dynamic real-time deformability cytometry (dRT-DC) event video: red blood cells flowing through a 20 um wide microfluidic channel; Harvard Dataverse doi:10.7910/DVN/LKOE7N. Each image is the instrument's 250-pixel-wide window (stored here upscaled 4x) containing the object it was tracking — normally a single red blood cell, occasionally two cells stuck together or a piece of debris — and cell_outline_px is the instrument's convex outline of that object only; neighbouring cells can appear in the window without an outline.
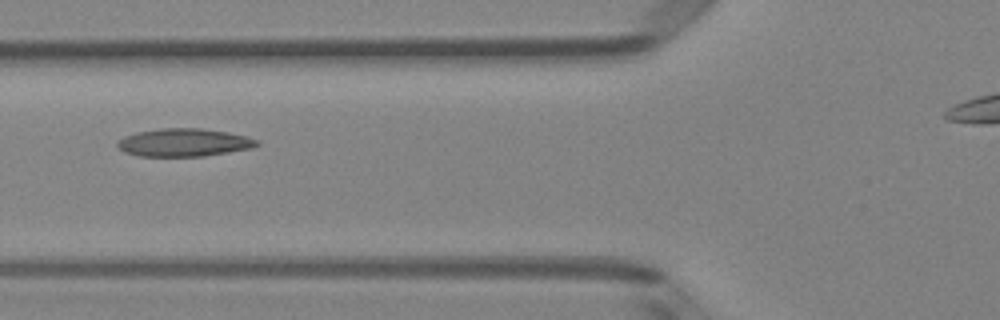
{"species": "Egyptian fruit bat (a non-hibernating species)", "species_latin": "Rousettus aegyptiacus", "temperature_condition": "room temperature", "stored_images_in_passage": 4, "camera_frame_rate_fps": 3000, "um_per_image_px": 0.085, "animal": {"sex": "female"}, "frame": {"image": 1, "passage_image": 3, "time_ms": 0.667, "image_size_px": [1000, 320], "cell_outline_px": [[260, 144], [252, 148], [204, 156], [140, 156], [124, 152], [116, 144], [124, 136], [136, 132], [160, 128], [200, 128], [228, 132], [248, 136], [260, 140]], "centroid_in_image_um": [15.67, 12.11], "position_along_channel_um": 110.1, "area_um2": 22.77}}
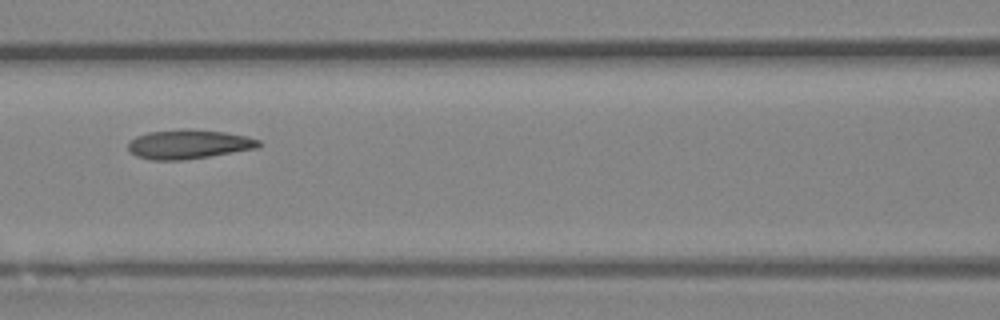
{"frame": {"image": 2, "passage_image": 4, "time_ms": 1.0, "image_size_px": [1000, 320], "cell_outline_px": [[264, 144], [260, 148], [208, 156], [180, 160], [152, 160], [136, 156], [128, 148], [128, 144], [136, 136], [148, 132], [180, 128], [188, 128], [224, 132], [248, 136], [260, 140]], "centroid_in_image_um": [16.09, 12.24], "position_along_channel_um": 150.5, "area_um2": 22.43}}